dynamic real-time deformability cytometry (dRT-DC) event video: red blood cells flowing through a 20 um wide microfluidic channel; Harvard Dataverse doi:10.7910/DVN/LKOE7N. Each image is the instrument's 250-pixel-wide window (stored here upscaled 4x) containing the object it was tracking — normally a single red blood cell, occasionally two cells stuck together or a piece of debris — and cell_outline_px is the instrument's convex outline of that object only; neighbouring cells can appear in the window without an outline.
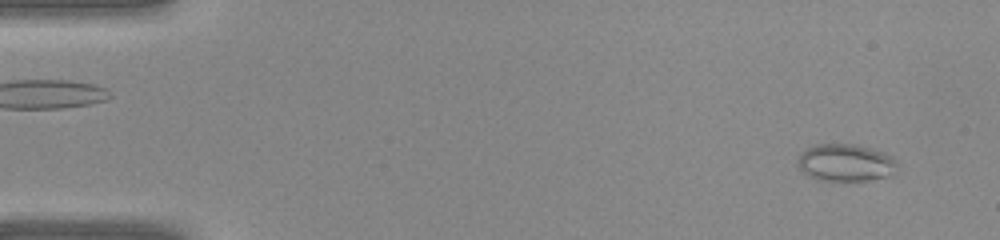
{"species": "common noctule bat (a hibernating species)", "species_latin": "Nyctalus noctula", "temperature_condition": "warm", "stored_images_in_passage": 40, "camera_frame_rate_fps": 3000, "um_per_image_px": 0.085, "animal": {"sex": "female", "body_mass_g": 22.0, "forearm_length_mm": 56.7}, "frame": {"image": 1, "passage_image": 2, "time_ms": 0.333, "image_size_px": [1000, 240], "cell_outline_px": [[896, 172], [888, 176], [868, 180], [816, 180], [808, 176], [796, 164], [800, 156], [808, 148], [816, 144], [856, 144], [884, 152], [892, 156], [896, 164]], "centroid_in_image_um": [71.88, 13.83], "position_along_channel_um": 13.1, "area_um2": 21.5}}
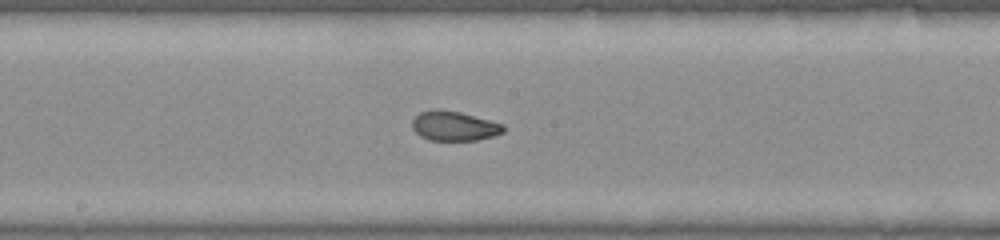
{"frame": {"image": 2, "passage_image": 21, "time_ms": 6.667, "image_size_px": [1000, 240], "cell_outline_px": [[504, 132], [496, 136], [476, 140], [428, 140], [420, 136], [412, 128], [412, 120], [420, 112], [460, 112], [504, 124]], "centroid_in_image_um": [38.65, 10.76], "position_along_channel_um": 209.5, "area_um2": 15.26}}
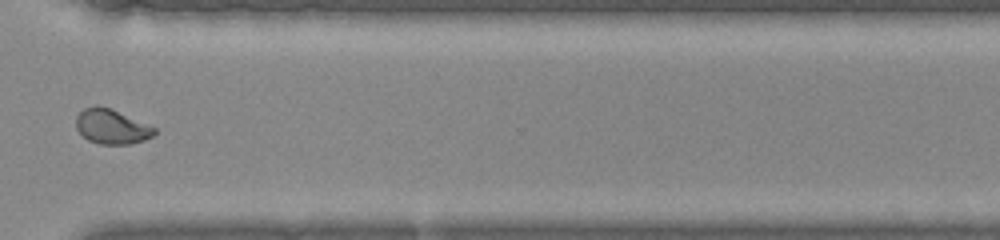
{"frame": {"image": 3, "passage_image": 30, "time_ms": 9.667, "image_size_px": [1000, 240], "cell_outline_px": [[156, 132], [152, 136], [144, 140], [128, 144], [100, 144], [88, 140], [76, 128], [76, 116], [84, 108], [96, 104], [112, 108], [156, 128]], "centroid_in_image_um": [9.47, 10.74], "position_along_channel_um": 361.1, "area_um2": 15.9}}